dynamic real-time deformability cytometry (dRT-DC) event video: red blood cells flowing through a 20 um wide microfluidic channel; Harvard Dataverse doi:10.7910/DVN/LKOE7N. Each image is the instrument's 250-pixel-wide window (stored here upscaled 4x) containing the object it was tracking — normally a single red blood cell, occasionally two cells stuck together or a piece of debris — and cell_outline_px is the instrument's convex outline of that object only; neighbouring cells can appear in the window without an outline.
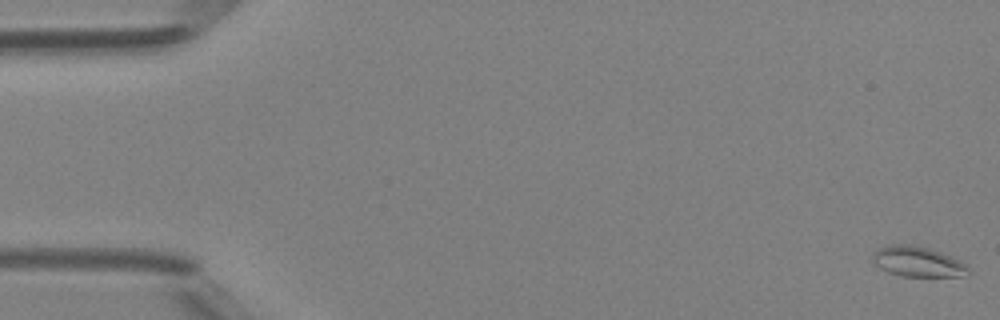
{"species": "Egyptian fruit bat (a non-hibernating species)", "species_latin": "Rousettus aegyptiacus", "temperature_condition": "room temperature", "stored_images_in_passage": 50, "camera_frame_rate_fps": 3000, "um_per_image_px": 0.085, "animal": {"sex": "female"}, "frame": {"image": 1, "passage_image": 1, "time_ms": 0.0, "image_size_px": [1000, 320], "cell_outline_px": [[968, 276], [900, 276], [888, 272], [880, 268], [872, 260], [872, 252], [876, 248], [888, 244], [912, 244], [928, 248], [952, 256], [960, 260], [968, 268]], "centroid_in_image_um": [77.96, 22.22], "position_along_channel_um": 7.0, "area_um2": 17.05}}
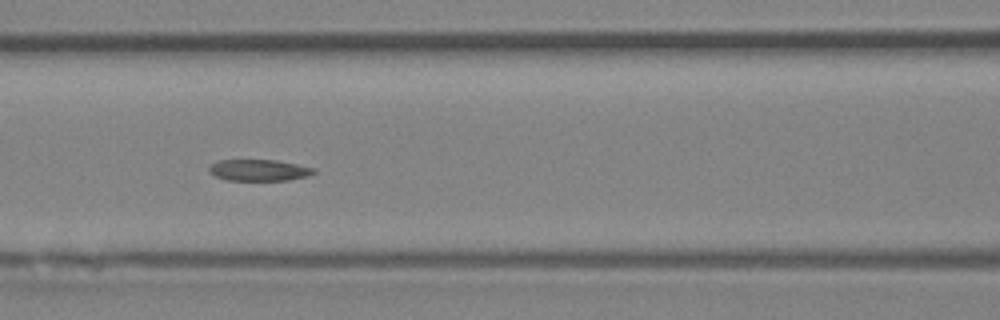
{"frame": {"image": 2, "passage_image": 22, "time_ms": 7.0, "image_size_px": [1000, 320], "cell_outline_px": [[316, 172], [308, 176], [288, 180], [224, 180], [208, 172], [208, 168], [216, 160], [276, 160], [316, 168]], "centroid_in_image_um": [22.0, 14.46], "position_along_channel_um": 144.6, "area_um2": 13.12}}
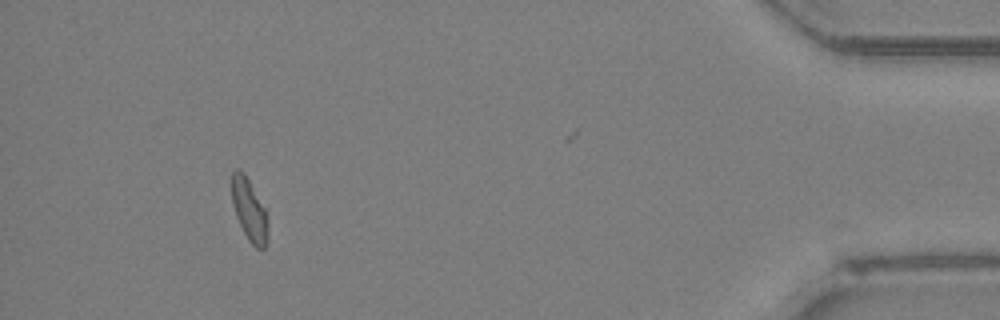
{"frame": {"image": 3, "passage_image": 46, "time_ms": 15.0, "image_size_px": [1000, 320], "cell_outline_px": [[268, 240], [264, 248], [256, 248], [248, 240], [236, 216], [232, 204], [232, 172], [236, 168], [240, 168], [244, 172], [268, 208]], "centroid_in_image_um": [21.23, 17.8], "position_along_channel_um": 414.0, "area_um2": 13.7}, "authors_computed_cell_mechanics": {"area_um2": 13.9009, "velocity_mm_per_s": 4.1997, "shape_relaxation_time_tau1_ms": null, "shape_relaxation_time_tau2_ms": 2.3783, "deformation_change_tau1": null, "deformation_change_tau2": 0.0688}}